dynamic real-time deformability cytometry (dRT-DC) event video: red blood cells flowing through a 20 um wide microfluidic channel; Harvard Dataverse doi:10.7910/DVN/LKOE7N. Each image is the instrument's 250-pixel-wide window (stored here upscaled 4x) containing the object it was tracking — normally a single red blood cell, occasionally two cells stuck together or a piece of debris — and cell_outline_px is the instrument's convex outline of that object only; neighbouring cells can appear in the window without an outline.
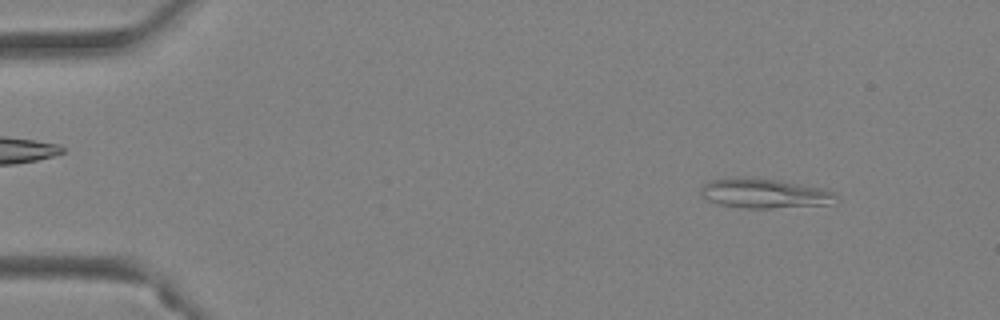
{"species": "Egyptian fruit bat (a non-hibernating species)", "species_latin": "Rousettus aegyptiacus", "temperature_condition": "warm", "stored_images_in_passage": 46, "camera_frame_rate_fps": 3000, "um_per_image_px": 0.085, "animal": {"sex": "female"}, "frame": {"image": 1, "passage_image": 5, "time_ms": 1.333, "image_size_px": [1000, 320], "cell_outline_px": [[840, 200], [836, 204], [772, 208], [744, 208], [720, 204], [708, 200], [700, 196], [700, 188], [704, 184], [712, 180], [776, 180], [800, 184], [820, 188], [836, 192]], "centroid_in_image_um": [65.1, 16.5], "position_along_channel_um": 19.9, "area_um2": 22.66}}
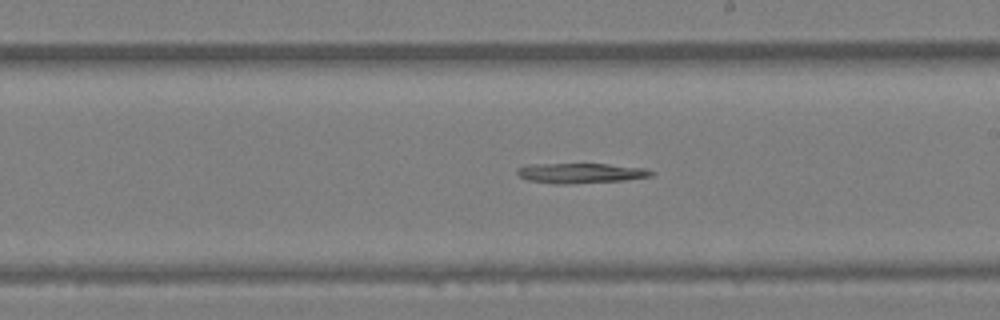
{"frame": {"image": 2, "passage_image": 27, "time_ms": 8.667, "image_size_px": [1000, 320], "cell_outline_px": [[656, 172], [652, 176], [624, 180], [560, 184], [552, 184], [528, 180], [520, 176], [516, 172], [516, 168], [528, 164], [608, 164], [648, 168]], "centroid_in_image_um": [49.37, 14.7], "position_along_channel_um": 239.6, "area_um2": 15.72}}
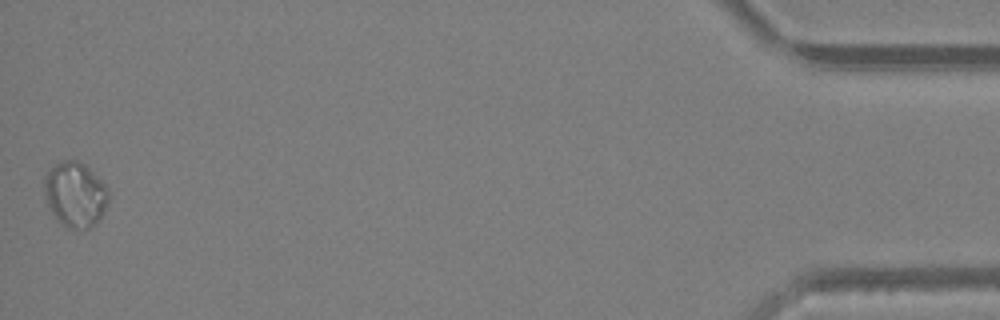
{"frame": {"image": 3, "passage_image": 46, "time_ms": 15.0, "image_size_px": [1000, 320], "cell_outline_px": [[108, 204], [100, 216], [88, 228], [68, 228], [56, 220], [44, 196], [44, 176], [56, 164], [64, 160], [76, 160], [84, 164], [108, 188]], "centroid_in_image_um": [6.37, 16.52], "position_along_channel_um": 428.8, "area_um2": 23.93}}